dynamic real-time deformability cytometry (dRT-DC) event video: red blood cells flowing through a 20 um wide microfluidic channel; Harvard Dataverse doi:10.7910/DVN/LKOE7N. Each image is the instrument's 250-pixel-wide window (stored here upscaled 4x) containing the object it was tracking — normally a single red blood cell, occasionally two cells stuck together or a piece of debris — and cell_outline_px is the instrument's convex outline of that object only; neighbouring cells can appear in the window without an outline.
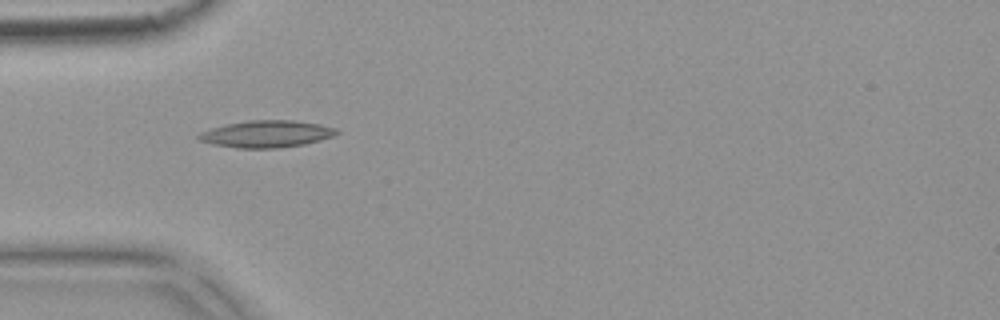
{"species": "common noctule bat (a hibernating species)", "species_latin": "Nyctalus noctula", "temperature_condition": "warm", "stored_images_in_passage": 54, "camera_frame_rate_fps": 3000, "um_per_image_px": 0.085, "animal": {"sex": "female", "body_mass_g": 18.4}, "frame": {"image": 1, "passage_image": 17, "time_ms": 5.333, "image_size_px": [1000, 320], "cell_outline_px": [[340, 132], [332, 136], [320, 140], [304, 144], [280, 148], [236, 148], [212, 144], [200, 140], [196, 136], [200, 132], [212, 128], [228, 124], [248, 120], [296, 120], [320, 124], [336, 128]], "centroid_in_image_um": [22.67, 11.38], "position_along_channel_um": 62.3, "area_um2": 21.68}}
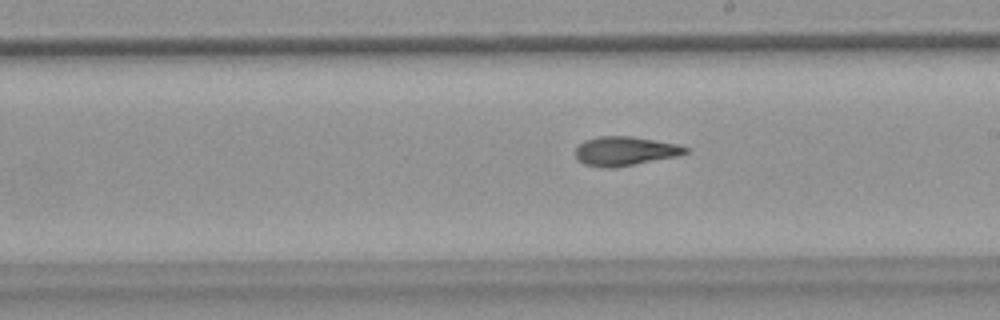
{"frame": {"image": 2, "passage_image": 31, "time_ms": 10.0, "image_size_px": [1000, 320], "cell_outline_px": [[688, 152], [676, 156], [612, 168], [600, 168], [584, 164], [576, 160], [576, 148], [584, 140], [596, 136], [632, 136], [680, 144], [688, 148]], "centroid_in_image_um": [53.09, 12.83], "position_along_channel_um": 235.9, "area_um2": 18.73}}
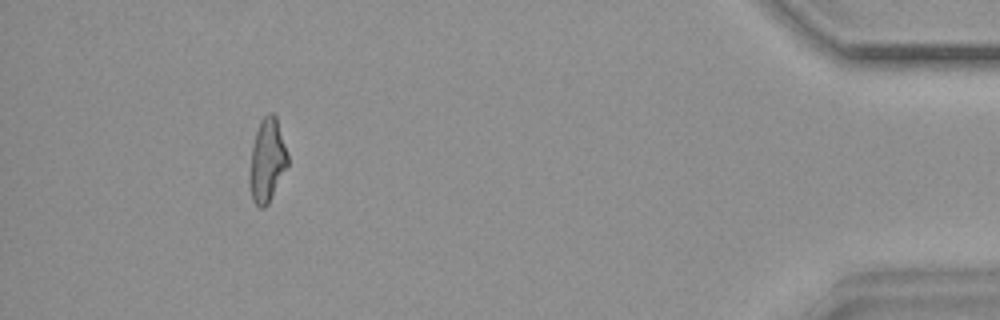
{"frame": {"image": 3, "passage_image": 50, "time_ms": 16.333, "image_size_px": [1000, 320], "cell_outline_px": [[288, 164], [268, 204], [264, 208], [260, 208], [252, 200], [248, 180], [248, 176], [252, 144], [260, 120], [268, 112], [272, 112], [276, 116], [288, 152]], "centroid_in_image_um": [22.69, 13.62], "position_along_channel_um": 412.5, "area_um2": 18.73}, "authors_computed_cell_mechanics": {"area_um2": 18.9873, "velocity_mm_per_s": 3.7598, "shape_relaxation_time_tau1_ms": null, "shape_relaxation_time_tau2_ms": 2.9515, "deformation_change_tau1": null, "deformation_change_tau2": 0.1163}}